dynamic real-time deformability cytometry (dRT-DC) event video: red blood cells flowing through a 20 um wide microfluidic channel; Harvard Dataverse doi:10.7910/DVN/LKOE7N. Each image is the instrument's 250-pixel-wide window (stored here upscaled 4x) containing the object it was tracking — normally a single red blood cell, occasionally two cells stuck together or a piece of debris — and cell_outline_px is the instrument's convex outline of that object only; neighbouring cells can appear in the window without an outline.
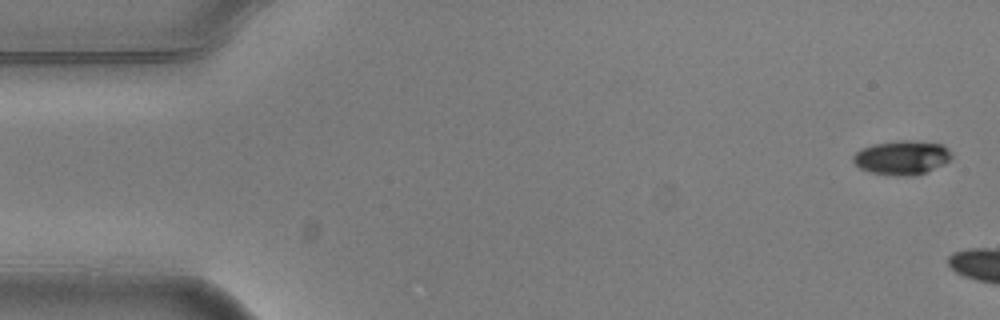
{"species": "common noctule bat (a hibernating species)", "species_latin": "Nyctalus noctula", "temperature_condition": "warm", "stored_images_in_passage": 5, "camera_frame_rate_fps": 3000, "um_per_image_px": 0.085, "animal": {"sex": "male", "body_mass_g": 20.5, "forearm_length_mm": 52.5}, "frame": {"image": 1, "passage_image": 1, "time_ms": 0.0, "image_size_px": [1000, 320], "cell_outline_px": [[952, 156], [944, 164], [916, 176], [896, 176], [872, 172], [860, 168], [852, 160], [852, 156], [860, 148], [872, 144], [900, 140], [908, 140], [940, 144], [948, 148]], "centroid_in_image_um": [76.64, 13.39], "position_along_channel_um": 8.4, "area_um2": 19.54}}